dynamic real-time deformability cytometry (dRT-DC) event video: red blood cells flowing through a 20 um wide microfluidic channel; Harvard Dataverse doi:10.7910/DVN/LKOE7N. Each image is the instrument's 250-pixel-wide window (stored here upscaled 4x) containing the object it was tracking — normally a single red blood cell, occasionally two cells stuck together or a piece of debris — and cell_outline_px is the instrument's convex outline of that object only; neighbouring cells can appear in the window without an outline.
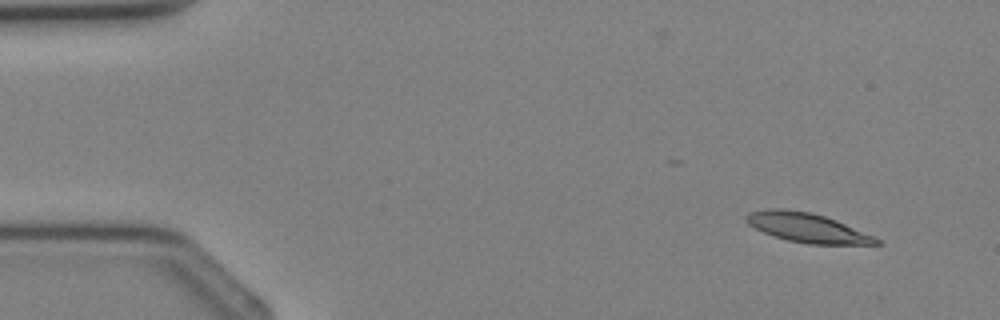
{"species": "Egyptian fruit bat (a non-hibernating species)", "species_latin": "Rousettus aegyptiacus", "temperature_condition": "cold", "stored_images_in_passage": 3, "camera_frame_rate_fps": 3000, "um_per_image_px": 0.085, "animal": {"sex": "female"}, "frame": {"image": 1, "passage_image": 1, "time_ms": 0.0, "image_size_px": [1000, 320], "cell_outline_px": [[884, 244], [808, 244], [788, 240], [764, 232], [748, 224], [744, 220], [744, 216], [748, 212], [768, 208], [780, 208], [812, 212], [836, 220], [876, 236]], "centroid_in_image_um": [68.62, 19.34], "position_along_channel_um": 16.4, "area_um2": 22.31}}
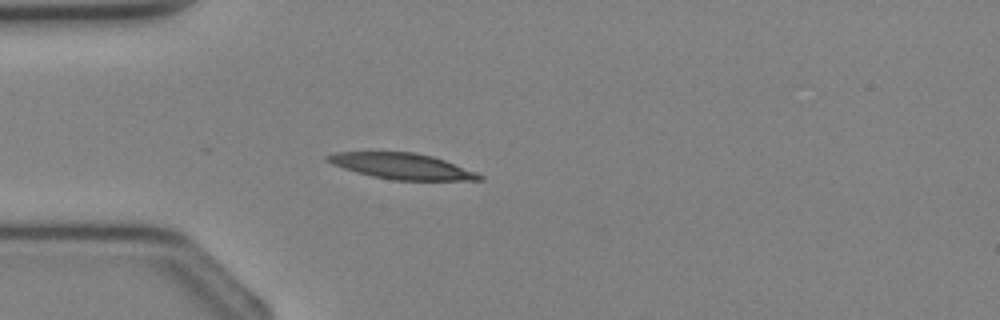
{"frame": {"image": 2, "passage_image": 3, "time_ms": 2.333, "image_size_px": [1000, 320], "cell_outline_px": [[484, 180], [392, 180], [372, 176], [344, 168], [332, 164], [324, 160], [324, 156], [336, 152], [412, 152], [432, 156], [444, 160], [476, 172], [484, 176]], "centroid_in_image_um": [34.15, 14.12], "position_along_channel_um": 50.9, "area_um2": 22.72}}